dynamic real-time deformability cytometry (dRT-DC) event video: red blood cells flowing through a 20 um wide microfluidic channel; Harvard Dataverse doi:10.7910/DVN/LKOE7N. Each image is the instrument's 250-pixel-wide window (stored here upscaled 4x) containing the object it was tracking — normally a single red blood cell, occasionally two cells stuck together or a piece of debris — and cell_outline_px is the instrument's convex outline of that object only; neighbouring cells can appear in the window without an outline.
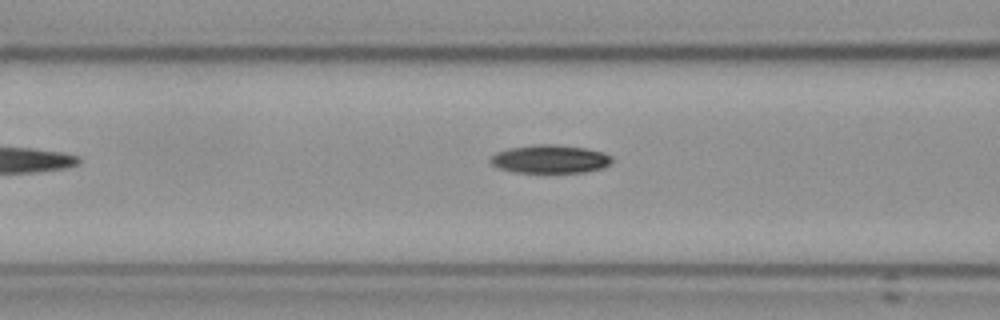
{"species": "Egyptian fruit bat (a non-hibernating species)", "species_latin": "Rousettus aegyptiacus", "temperature_condition": "cold", "stored_images_in_passage": 7, "camera_frame_rate_fps": 3000, "um_per_image_px": 0.085, "frame": {"image": 1, "passage_image": 5, "time_ms": 4.667, "image_size_px": [1000, 320], "cell_outline_px": [[612, 164], [604, 168], [584, 172], [516, 172], [500, 168], [492, 164], [488, 160], [496, 152], [508, 148], [532, 144], [556, 144], [588, 148], [604, 152], [612, 156]], "centroid_in_image_um": [46.8, 13.5], "position_along_channel_um": 119.8, "area_um2": 20.29}}
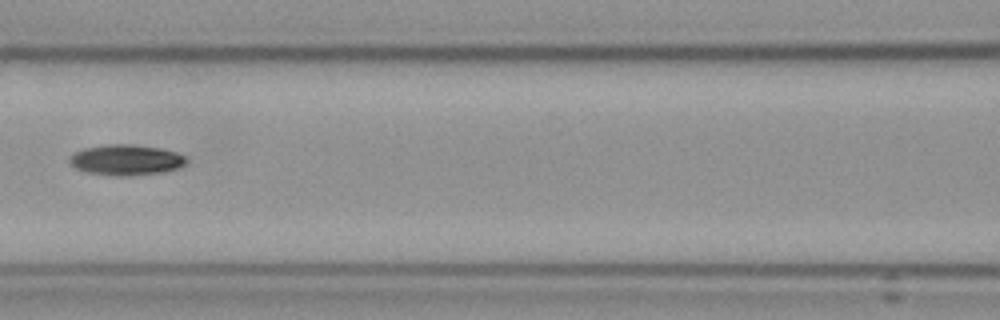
{"frame": {"image": 2, "passage_image": 6, "time_ms": 5.667, "image_size_px": [1000, 320], "cell_outline_px": [[188, 160], [180, 168], [160, 172], [116, 176], [88, 172], [76, 168], [68, 160], [68, 156], [72, 152], [84, 148], [104, 144], [132, 144], [160, 148], [176, 152], [188, 156]], "centroid_in_image_um": [10.71, 13.57], "position_along_channel_um": 155.9, "area_um2": 20.87}}